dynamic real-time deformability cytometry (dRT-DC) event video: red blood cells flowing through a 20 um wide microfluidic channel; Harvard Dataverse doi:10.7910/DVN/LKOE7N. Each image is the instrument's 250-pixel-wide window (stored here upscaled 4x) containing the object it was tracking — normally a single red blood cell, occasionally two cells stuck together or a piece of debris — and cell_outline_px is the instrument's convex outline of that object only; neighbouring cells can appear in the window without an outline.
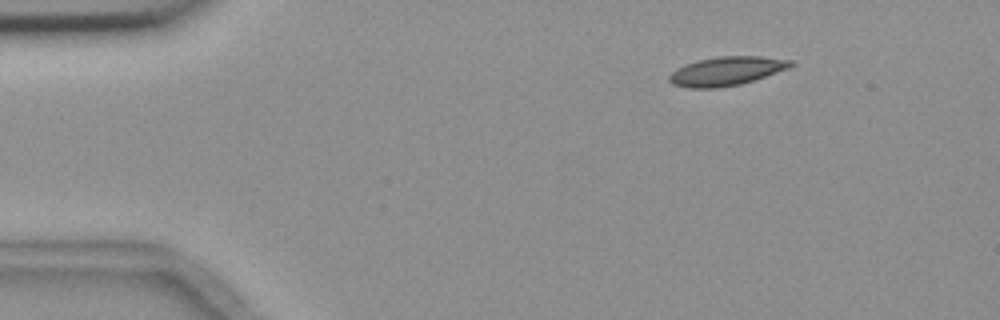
{"species": "common noctule bat (a hibernating species)", "species_latin": "Nyctalus noctula", "temperature_condition": "room temperature", "stored_images_in_passage": 6, "camera_frame_rate_fps": 3000, "um_per_image_px": 0.085, "animal": {"sex": "female", "body_mass_g": 18.4}, "frame": {"image": 1, "passage_image": 1, "time_ms": 0.0, "image_size_px": [1000, 320], "cell_outline_px": [[796, 64], [788, 68], [740, 84], [716, 88], [688, 88], [672, 84], [668, 80], [668, 76], [676, 68], [700, 60], [716, 56], [760, 56], [792, 60]], "centroid_in_image_um": [61.73, 6.04], "position_along_channel_um": 23.3, "area_um2": 20.23}}
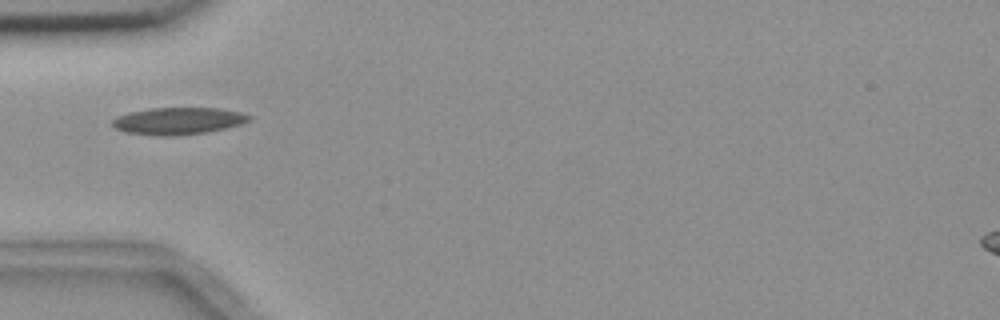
{"frame": {"image": 2, "passage_image": 4, "time_ms": 3.333, "image_size_px": [1000, 320], "cell_outline_px": [[252, 116], [248, 120], [240, 124], [208, 132], [180, 136], [156, 136], [124, 132], [116, 128], [112, 124], [112, 120], [116, 116], [128, 112], [152, 108], [220, 108], [240, 112]], "centroid_in_image_um": [15.1, 10.29], "position_along_channel_um": 69.9, "area_um2": 21.68}}
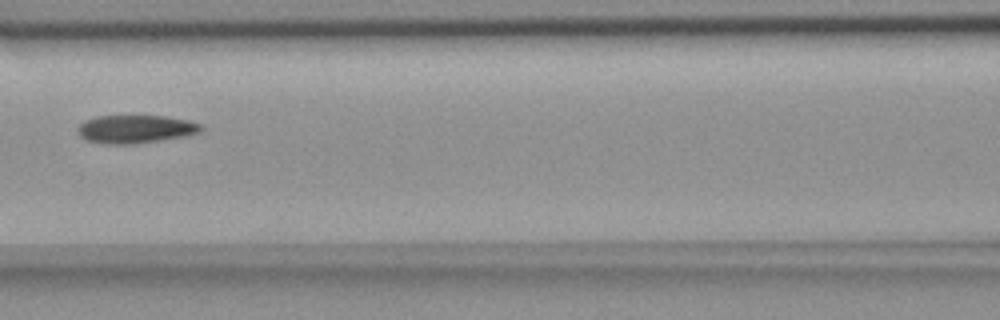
{"frame": {"image": 3, "passage_image": 6, "time_ms": 5.667, "image_size_px": [1000, 320], "cell_outline_px": [[204, 128], [200, 132], [184, 136], [132, 144], [112, 144], [88, 140], [80, 136], [80, 124], [84, 120], [96, 116], [164, 116], [188, 120], [200, 124]], "centroid_in_image_um": [11.55, 10.96], "position_along_channel_um": 155.1, "area_um2": 19.83}}